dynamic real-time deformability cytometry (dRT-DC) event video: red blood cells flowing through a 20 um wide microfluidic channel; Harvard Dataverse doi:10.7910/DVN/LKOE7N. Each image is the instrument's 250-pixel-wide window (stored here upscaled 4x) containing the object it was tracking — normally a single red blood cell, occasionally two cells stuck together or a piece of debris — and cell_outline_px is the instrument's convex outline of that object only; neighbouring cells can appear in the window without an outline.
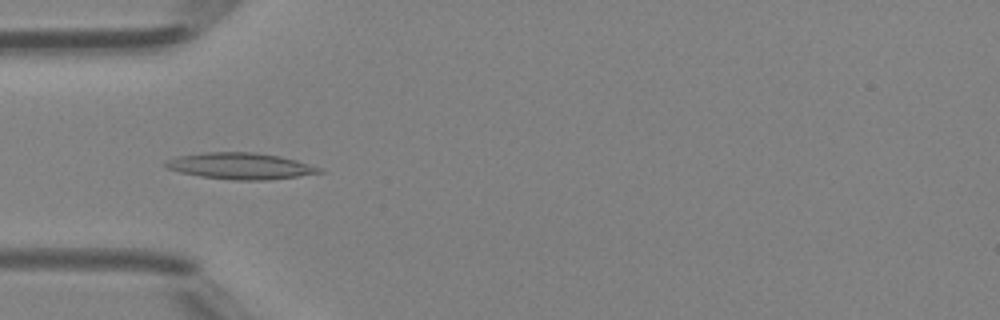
{"species": "Egyptian fruit bat (a non-hibernating species)", "species_latin": "Rousettus aegyptiacus", "temperature_condition": "room temperature", "stored_images_in_passage": 47, "camera_frame_rate_fps": 3000, "um_per_image_px": 0.085, "animal": {"sex": "female"}, "frame": {"image": 1, "passage_image": 15, "time_ms": 4.667, "image_size_px": [1000, 320], "cell_outline_px": [[324, 172], [268, 180], [232, 180], [200, 176], [180, 172], [168, 168], [164, 164], [164, 160], [180, 156], [204, 152], [252, 152], [280, 156], [296, 160], [320, 168]], "centroid_in_image_um": [20.41, 14.11], "position_along_channel_um": 64.6, "area_um2": 23.41}}
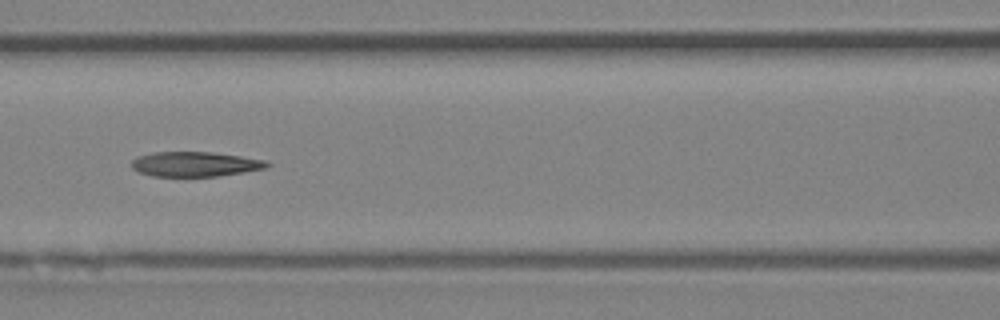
{"frame": {"image": 2, "passage_image": 21, "time_ms": 6.667, "image_size_px": [1000, 320], "cell_outline_px": [[272, 164], [268, 168], [244, 172], [216, 176], [152, 176], [140, 172], [132, 168], [132, 160], [136, 156], [152, 152], [212, 152], [240, 156], [264, 160]], "centroid_in_image_um": [16.59, 13.94], "position_along_channel_um": 150.0, "area_um2": 19.59}}
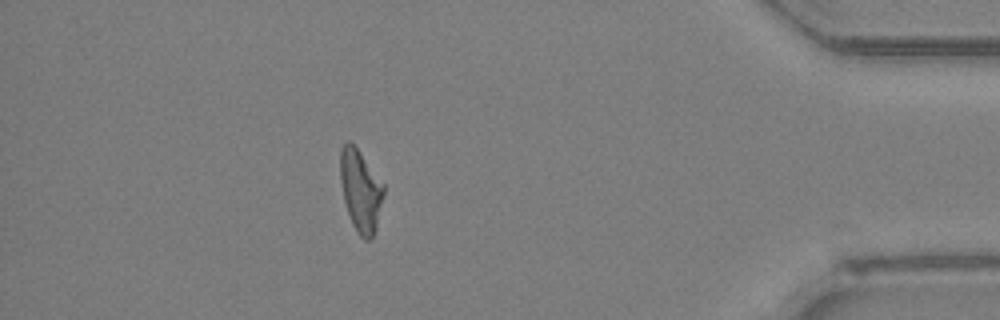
{"frame": {"image": 3, "passage_image": 42, "time_ms": 13.667, "image_size_px": [1000, 320], "cell_outline_px": [[384, 196], [376, 228], [372, 236], [368, 240], [364, 240], [356, 232], [352, 224], [344, 200], [340, 180], [340, 152], [344, 144], [348, 140], [356, 148], [384, 184]], "centroid_in_image_um": [30.65, 16.23], "position_along_channel_um": 404.5, "area_um2": 20.46}, "authors_computed_cell_mechanics": {"area_um2": 20.808, "velocity_mm_per_s": 4.3205, "shape_relaxation_time_tau1_ms": null, "shape_relaxation_time_tau2_ms": 3.6105, "deformation_change_tau1": null, "deformation_change_tau2": 0.1256}}